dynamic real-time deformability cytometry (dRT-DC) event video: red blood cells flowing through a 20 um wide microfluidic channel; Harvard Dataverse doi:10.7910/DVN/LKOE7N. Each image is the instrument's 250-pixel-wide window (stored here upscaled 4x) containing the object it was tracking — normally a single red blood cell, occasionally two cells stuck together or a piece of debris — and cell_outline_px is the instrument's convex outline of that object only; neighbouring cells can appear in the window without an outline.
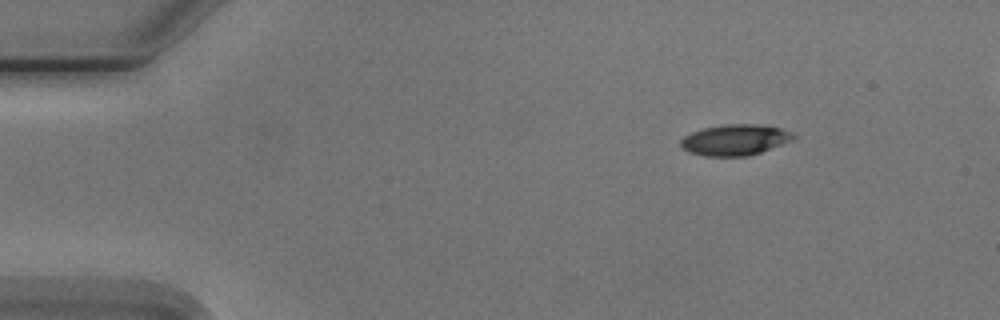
{"species": "Egyptian fruit bat (a non-hibernating species)", "species_latin": "Rousettus aegyptiacus", "temperature_condition": "cold", "stored_images_in_passage": 8, "camera_frame_rate_fps": 3000, "um_per_image_px": 0.085, "animal": {"sex": "male"}, "frame": {"image": 1, "passage_image": 1, "time_ms": 0.0, "image_size_px": [1000, 320], "cell_outline_px": [[796, 140], [748, 156], [704, 156], [688, 152], [680, 144], [680, 140], [684, 136], [692, 132], [704, 128], [724, 124], [756, 124], [780, 128], [792, 132], [796, 136]], "centroid_in_image_um": [62.51, 11.89], "position_along_channel_um": 22.5, "area_um2": 20.4}}
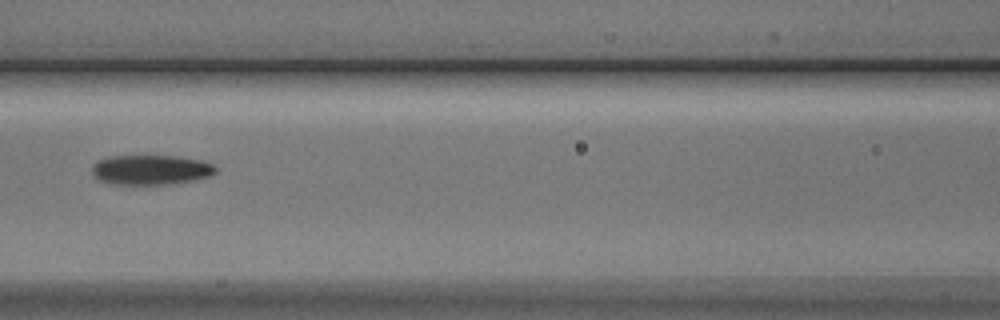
{"frame": {"image": 2, "passage_image": 5, "time_ms": 5.667, "image_size_px": [1000, 320], "cell_outline_px": [[216, 172], [212, 176], [192, 180], [168, 184], [112, 184], [96, 180], [92, 176], [92, 164], [100, 160], [112, 156], [176, 156], [200, 160], [212, 164], [216, 168]], "centroid_in_image_um": [12.79, 14.44], "position_along_channel_um": 153.8, "area_um2": 21.5}}
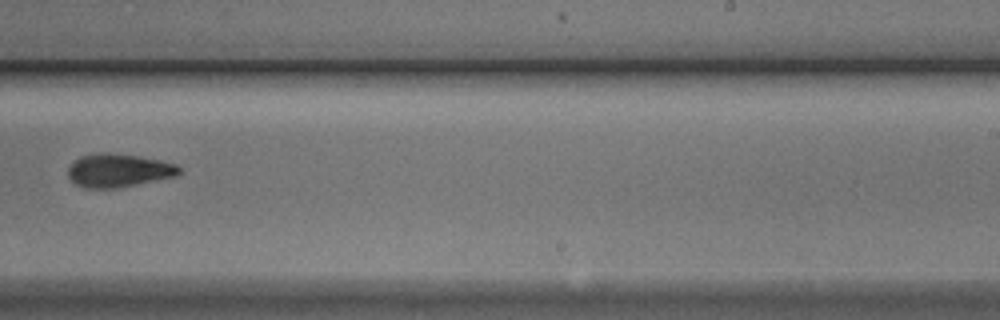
{"frame": {"image": 3, "passage_image": 8, "time_ms": 9.0, "image_size_px": [1000, 320], "cell_outline_px": [[180, 172], [176, 176], [116, 188], [84, 188], [76, 184], [68, 176], [68, 168], [72, 160], [80, 156], [104, 152], [136, 156], [160, 160], [176, 164], [180, 168]], "centroid_in_image_um": [10.03, 14.48], "position_along_channel_um": 279.0, "area_um2": 21.44}}